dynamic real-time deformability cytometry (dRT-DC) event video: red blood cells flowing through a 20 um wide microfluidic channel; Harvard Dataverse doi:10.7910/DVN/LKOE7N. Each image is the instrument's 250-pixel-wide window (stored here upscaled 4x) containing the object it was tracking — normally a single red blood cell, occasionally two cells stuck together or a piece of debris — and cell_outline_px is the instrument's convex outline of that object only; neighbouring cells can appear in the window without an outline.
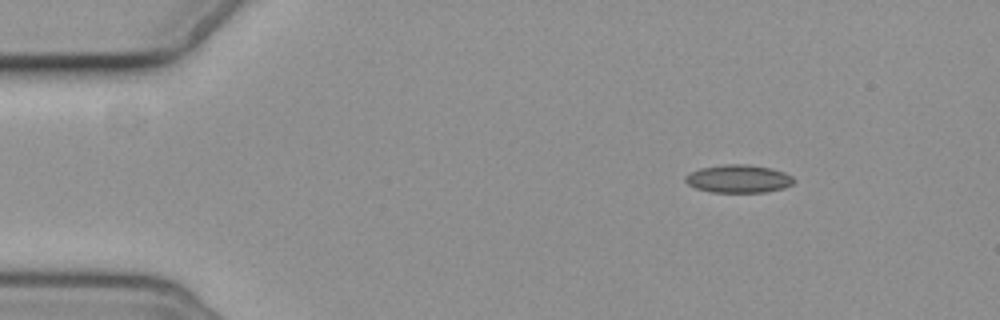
{"species": "common noctule bat (a hibernating species)", "species_latin": "Nyctalus noctula", "temperature_condition": "cold", "stored_images_in_passage": 9, "camera_frame_rate_fps": 3000, "um_per_image_px": 0.085, "animal": {"sex": "female", "body_mass_g": 19.3, "forearm_length_mm": 54.1}, "frame": {"image": 1, "passage_image": 1, "time_ms": 0.0, "image_size_px": [1000, 320], "cell_outline_px": [[796, 180], [792, 184], [784, 188], [764, 192], [712, 192], [696, 188], [688, 184], [684, 180], [684, 176], [688, 172], [700, 168], [724, 164], [748, 164], [772, 168], [784, 172], [792, 176]], "centroid_in_image_um": [62.76, 15.18], "position_along_channel_um": 22.2, "area_um2": 17.86}}
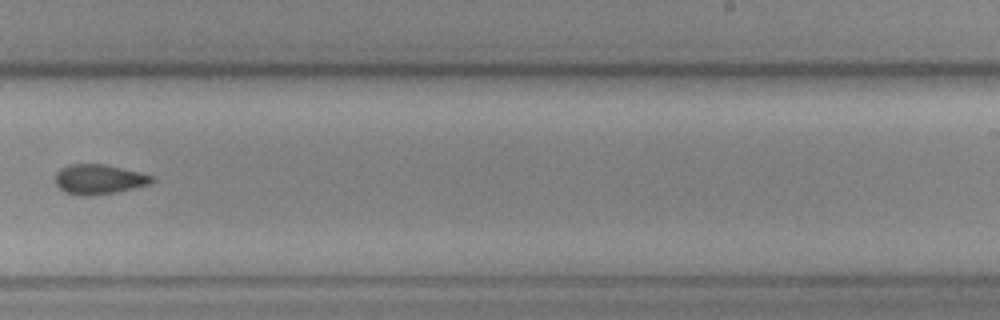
{"frame": {"image": 2, "passage_image": 9, "time_ms": 9.333, "image_size_px": [1000, 320], "cell_outline_px": [[156, 180], [148, 184], [116, 192], [92, 196], [80, 196], [64, 192], [56, 184], [56, 172], [60, 168], [68, 164], [104, 164], [140, 172], [156, 176]], "centroid_in_image_um": [8.41, 15.24], "position_along_channel_um": 280.6, "area_um2": 16.94}}